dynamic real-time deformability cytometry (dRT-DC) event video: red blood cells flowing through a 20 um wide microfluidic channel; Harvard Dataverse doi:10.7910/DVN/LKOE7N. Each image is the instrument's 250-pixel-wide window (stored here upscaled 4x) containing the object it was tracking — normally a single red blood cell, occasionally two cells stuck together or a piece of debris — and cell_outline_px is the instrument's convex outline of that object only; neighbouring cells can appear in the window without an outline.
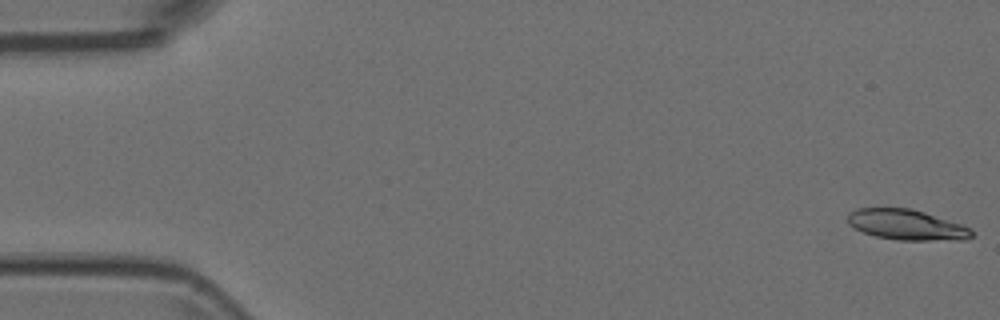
{"species": "Egyptian fruit bat (a non-hibernating species)", "species_latin": "Rousettus aegyptiacus", "temperature_condition": "room temperature", "stored_images_in_passage": 54, "segment_of_instrument_passage": [1, 2], "camera_frame_rate_fps": 3000, "um_per_image_px": 0.085, "animal": {"sex": "female"}, "frame": {"image": 1, "passage_image": 1, "time_ms": 0.0, "image_size_px": [1000, 320], "cell_outline_px": [[972, 236], [964, 240], [896, 240], [876, 236], [864, 232], [848, 224], [848, 212], [856, 208], [912, 208], [972, 228]], "centroid_in_image_um": [77.05, 19.1], "position_along_channel_um": 7.9, "area_um2": 21.91}}
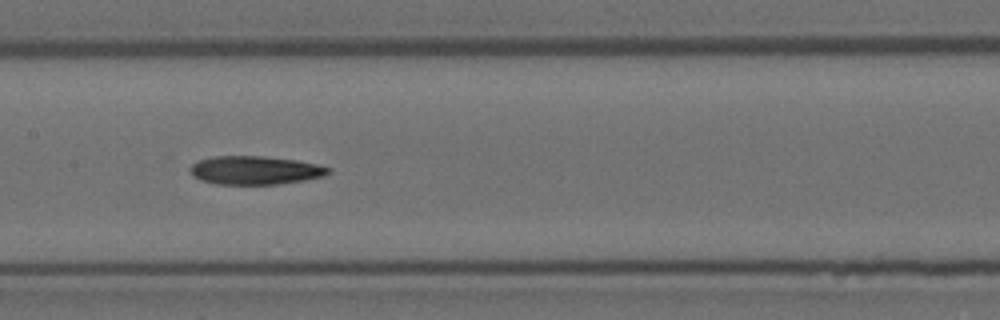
{"frame": {"image": 2, "passage_image": 26, "time_ms": 8.333, "image_size_px": [1000, 320], "cell_outline_px": [[332, 172], [324, 176], [304, 180], [276, 184], [216, 184], [200, 180], [192, 176], [188, 168], [192, 164], [200, 160], [212, 156], [264, 156], [296, 160], [316, 164], [332, 168]], "centroid_in_image_um": [21.67, 14.47], "position_along_channel_um": 185.7, "area_um2": 23.06}}
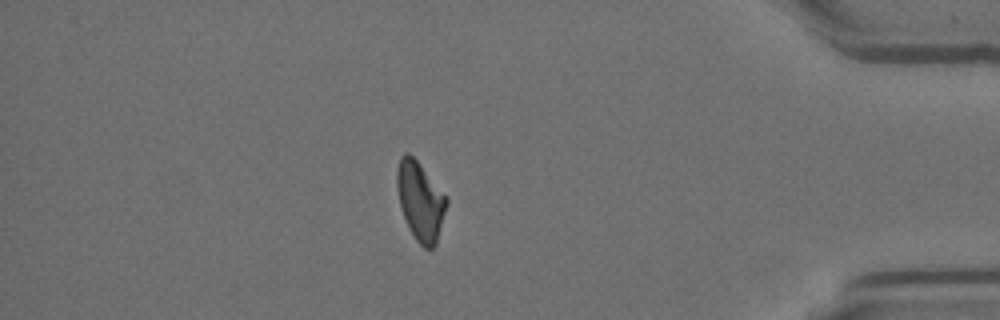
{"frame": {"image": 3, "passage_image": 46, "time_ms": 15.0, "image_size_px": [1000, 320], "cell_outline_px": [[448, 204], [436, 244], [432, 248], [424, 248], [416, 240], [404, 216], [400, 204], [396, 188], [396, 172], [400, 156], [404, 152], [408, 152], [420, 164], [448, 200]], "centroid_in_image_um": [35.71, 17.07], "position_along_channel_um": 399.5, "area_um2": 22.37}}